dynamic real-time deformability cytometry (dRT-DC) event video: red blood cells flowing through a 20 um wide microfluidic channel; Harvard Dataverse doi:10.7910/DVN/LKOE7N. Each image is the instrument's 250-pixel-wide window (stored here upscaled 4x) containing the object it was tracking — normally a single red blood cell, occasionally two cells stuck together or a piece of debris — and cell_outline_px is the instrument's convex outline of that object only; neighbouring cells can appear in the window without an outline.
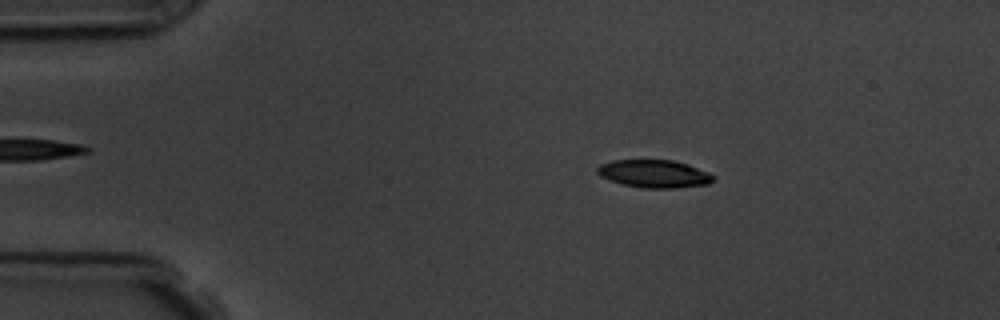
{"species": "common noctule bat (a hibernating species)", "species_latin": "Nyctalus noctula", "temperature_condition": "room temperature", "stored_images_in_passage": 6, "camera_frame_rate_fps": 3000, "um_per_image_px": 0.085, "animal": {"sex": "male", "body_mass_g": 19.5, "forearm_length_mm": 54.6}, "frame": {"image": 1, "passage_image": 3, "time_ms": 2.333, "image_size_px": [1000, 320], "cell_outline_px": [[716, 176], [708, 184], [672, 188], [640, 188], [620, 184], [608, 180], [600, 176], [596, 172], [596, 168], [600, 164], [612, 160], [672, 160], [688, 164], [708, 172]], "centroid_in_image_um": [55.56, 14.77], "position_along_channel_um": 29.4, "area_um2": 18.96}}
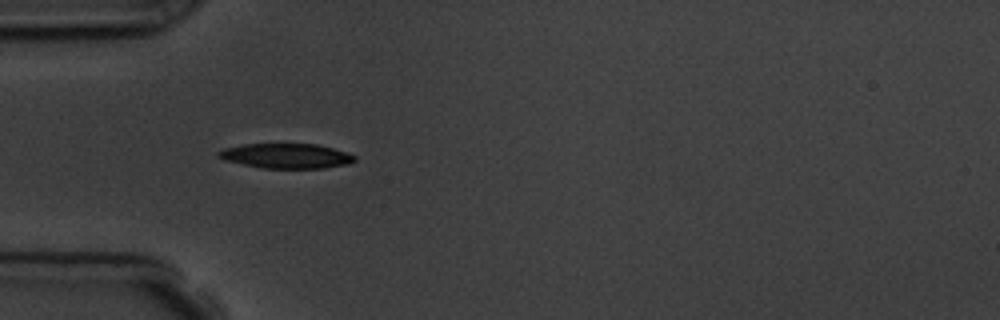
{"frame": {"image": 2, "passage_image": 5, "time_ms": 4.667, "image_size_px": [1000, 320], "cell_outline_px": [[356, 160], [348, 164], [324, 168], [264, 168], [224, 160], [216, 156], [216, 152], [224, 148], [244, 144], [316, 144], [348, 152], [356, 156]], "centroid_in_image_um": [24.34, 13.25], "position_along_channel_um": 60.7, "area_um2": 19.71}}